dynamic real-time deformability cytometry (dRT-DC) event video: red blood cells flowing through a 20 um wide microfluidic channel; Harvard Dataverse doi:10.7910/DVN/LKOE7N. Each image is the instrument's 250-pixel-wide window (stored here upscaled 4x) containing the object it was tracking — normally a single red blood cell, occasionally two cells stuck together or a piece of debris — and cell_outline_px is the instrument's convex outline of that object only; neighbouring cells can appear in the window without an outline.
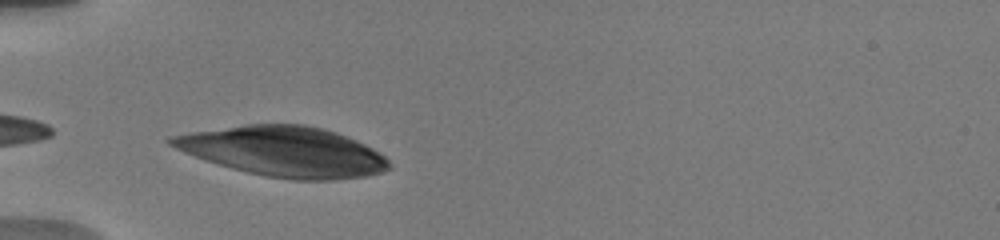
{"species": "human", "species_latin": "Homo sapiens", "temperature_condition": "warm", "stored_images_in_passage": 4, "camera_frame_rate_fps": 3000, "um_per_image_px": 0.085, "donor": {"sex": "male"}, "frame": {"image": 1, "passage_image": 3, "time_ms": 0.333, "image_size_px": [1000, 240], "cell_outline_px": [[392, 168], [380, 172], [364, 176], [332, 180], [292, 180], [264, 176], [216, 164], [204, 160], [184, 152], [168, 144], [164, 140], [168, 136], [192, 132], [248, 124], [304, 124], [324, 128], [348, 136], [372, 148], [384, 156], [392, 164]], "centroid_in_image_um": [24.11, 12.87], "position_along_channel_um": 60.9, "area_um2": 63.46}}